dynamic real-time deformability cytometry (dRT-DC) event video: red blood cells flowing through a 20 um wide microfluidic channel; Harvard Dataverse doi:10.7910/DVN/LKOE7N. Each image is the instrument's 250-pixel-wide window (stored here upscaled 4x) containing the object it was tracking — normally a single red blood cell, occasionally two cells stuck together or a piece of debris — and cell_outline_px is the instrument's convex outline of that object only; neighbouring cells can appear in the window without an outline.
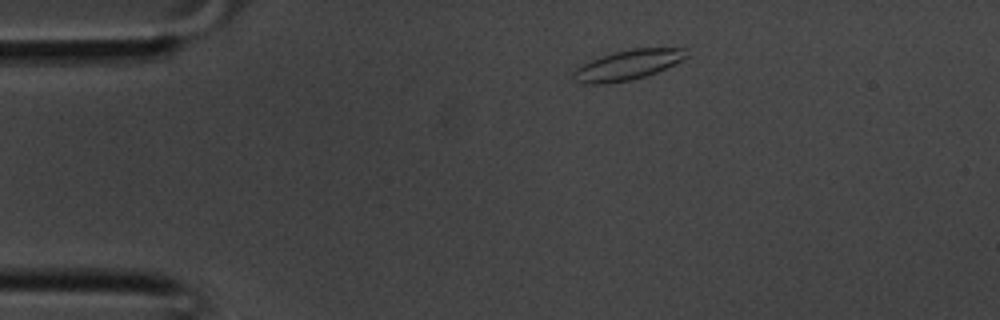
{"species": "common noctule bat (a hibernating species)", "species_latin": "Nyctalus noctula", "temperature_condition": "room temperature", "stored_images_in_passage": 31, "camera_frame_rate_fps": 3000, "um_per_image_px": 0.085, "animal": {"sex": "male", "body_mass_g": 20.1, "forearm_length_mm": 53.5}, "frame": {"image": 1, "passage_image": 1, "time_ms": 0.0, "image_size_px": [1000, 320], "cell_outline_px": [[688, 56], [656, 72], [644, 76], [628, 80], [604, 84], [584, 84], [572, 80], [572, 72], [580, 64], [588, 60], [612, 52], [632, 48], [688, 48]], "centroid_in_image_um": [53.27, 5.51], "position_along_channel_um": 31.7, "area_um2": 19.83}}
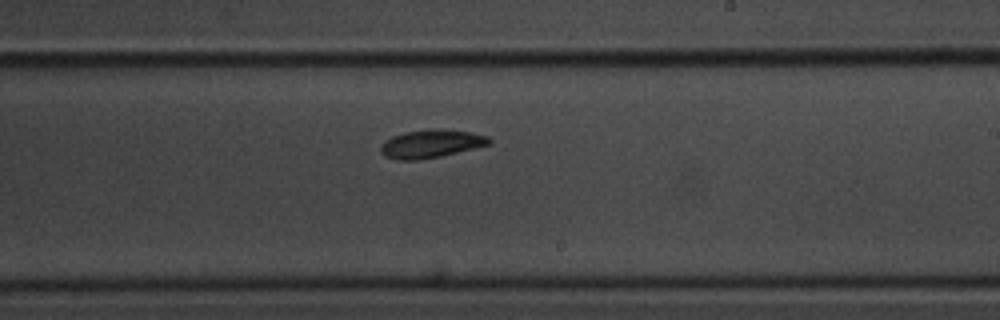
{"frame": {"image": 2, "passage_image": 16, "time_ms": 5.0, "image_size_px": [1000, 320], "cell_outline_px": [[492, 144], [440, 156], [420, 160], [396, 160], [384, 156], [380, 152], [380, 144], [384, 140], [392, 136], [404, 132], [472, 132], [488, 136], [492, 140]], "centroid_in_image_um": [36.59, 12.28], "position_along_channel_um": 252.4, "area_um2": 17.05}}
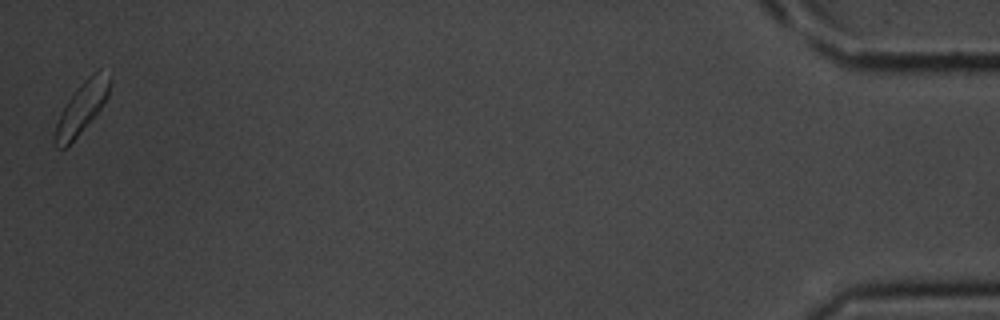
{"frame": {"image": 3, "passage_image": 31, "time_ms": 10.0, "image_size_px": [1000, 320], "cell_outline_px": [[112, 72], [108, 96], [100, 108], [80, 132], [64, 148], [56, 148], [52, 144], [52, 136], [60, 112], [76, 88], [88, 76], [100, 68]], "centroid_in_image_um": [6.93, 9.12], "position_along_channel_um": 428.3, "area_um2": 16.47}}